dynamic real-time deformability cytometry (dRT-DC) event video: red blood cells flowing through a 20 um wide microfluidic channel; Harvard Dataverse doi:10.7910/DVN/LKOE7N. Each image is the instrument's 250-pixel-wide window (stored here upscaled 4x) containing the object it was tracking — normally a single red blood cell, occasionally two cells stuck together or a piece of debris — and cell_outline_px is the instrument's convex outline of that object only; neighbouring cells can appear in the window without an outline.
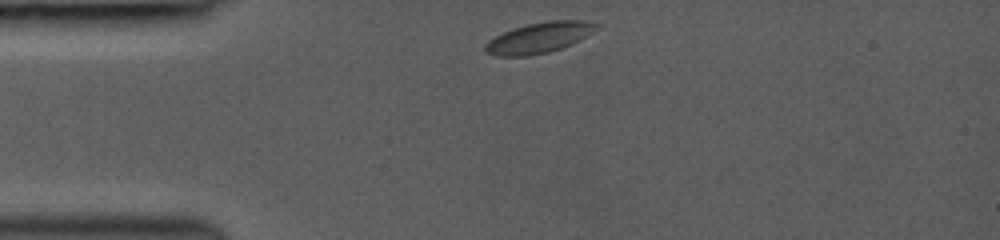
{"species": "common noctule bat (a hibernating species)", "species_latin": "Nyctalus noctula", "temperature_condition": "room temperature", "stored_images_in_passage": 45, "camera_frame_rate_fps": 3000, "um_per_image_px": 0.085, "animal": {"sex": "female", "body_mass_g": 19.0, "forearm_length_mm": 53.3}, "frame": {"image": 1, "passage_image": 1, "time_ms": 0.0, "image_size_px": [1000, 240], "cell_outline_px": [[600, 28], [580, 40], [572, 44], [548, 52], [528, 56], [496, 56], [484, 52], [484, 44], [488, 40], [512, 28], [528, 24], [548, 20], [584, 20], [600, 24]], "centroid_in_image_um": [45.84, 3.2], "position_along_channel_um": 39.2, "area_um2": 20.06}}
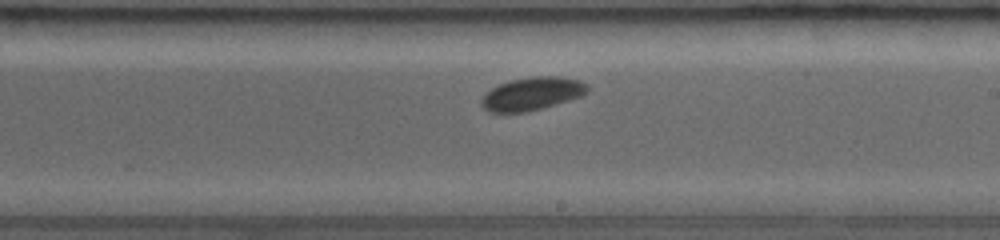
{"frame": {"image": 2, "passage_image": 25, "time_ms": 5.667, "image_size_px": [1000, 240], "cell_outline_px": [[588, 92], [580, 96], [568, 100], [528, 112], [488, 112], [480, 104], [480, 100], [492, 88], [500, 84], [512, 80], [536, 76], [560, 76], [580, 80], [588, 84]], "centroid_in_image_um": [45.24, 7.97], "position_along_channel_um": 243.8, "area_um2": 20.23}}
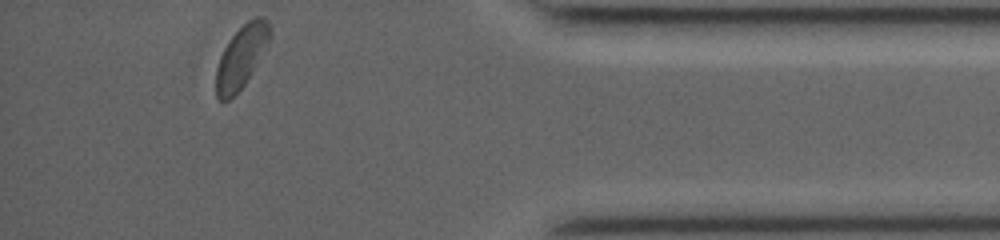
{"frame": {"image": 3, "passage_image": 44, "time_ms": 10.333, "image_size_px": [1000, 240], "cell_outline_px": [[272, 36], [268, 48], [244, 84], [228, 100], [220, 100], [216, 96], [216, 68], [220, 56], [228, 40], [248, 20], [256, 16], [260, 16], [268, 20], [272, 28]], "centroid_in_image_um": [20.57, 4.77], "position_along_channel_um": 414.6, "area_um2": 19.77}, "authors_computed_cell_mechanics": {"area_um2": 19.8254, "velocity_mm_per_s": 4.1395, "shape_relaxation_time_tau1_ms": 1.575, "shape_relaxation_time_tau2_ms": null, "deformation_change_tau1": 0.0667, "deformation_change_tau2": null}}